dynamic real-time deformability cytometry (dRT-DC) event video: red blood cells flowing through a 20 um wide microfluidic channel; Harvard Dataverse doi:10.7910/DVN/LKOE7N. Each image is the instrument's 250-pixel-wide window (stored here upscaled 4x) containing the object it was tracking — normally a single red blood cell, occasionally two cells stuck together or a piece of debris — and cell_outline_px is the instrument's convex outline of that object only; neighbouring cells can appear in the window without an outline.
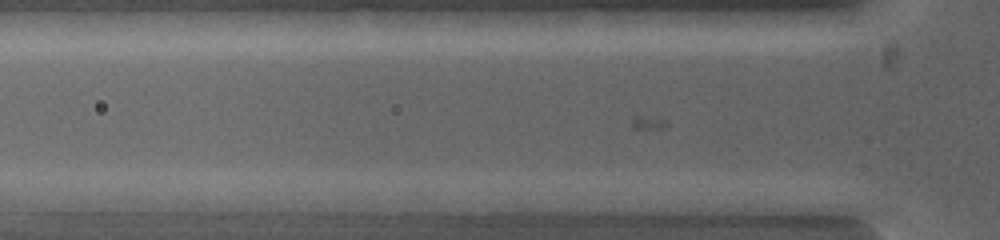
{"species": "common noctule bat (a hibernating species)", "species_latin": "Nyctalus noctula", "temperature_condition": "warm", "stored_images_in_passage": 3, "camera_frame_rate_fps": 5000, "um_per_image_px": 0.085, "animal": {"sex": "female", "body_mass_g": 19.0, "forearm_length_mm": 53.3}, "frame": {"image": 1, "passage_image": 3, "time_ms": 0.8, "image_size_px": [1000, 240], "cell_outline_px": [[784, 216], [768, 216], [696, 208], [680, 200], [688, 192], [780, 200]], "centroid_in_image_um": [62.44, 17.35], "position_along_channel_um": 63.4, "area_um2": 11.21}}